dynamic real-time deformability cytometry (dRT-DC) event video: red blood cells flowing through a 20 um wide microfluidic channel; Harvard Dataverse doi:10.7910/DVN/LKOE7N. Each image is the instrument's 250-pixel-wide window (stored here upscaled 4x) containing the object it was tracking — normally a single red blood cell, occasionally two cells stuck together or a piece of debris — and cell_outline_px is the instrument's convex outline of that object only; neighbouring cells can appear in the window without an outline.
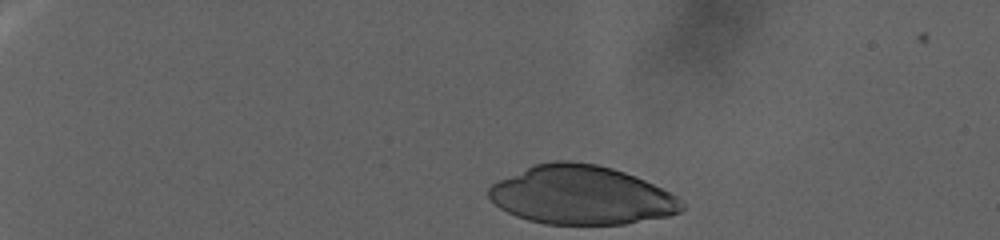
{"species": "human", "species_latin": "Homo sapiens", "temperature_condition": "warm", "stored_images_in_passage": 79, "camera_frame_rate_fps": 3000, "um_per_image_px": 0.085, "donor": {"sex": "female"}, "frame": {"image": 1, "passage_image": 1, "time_ms": 0.0, "image_size_px": [1000, 240], "cell_outline_px": [[684, 208], [680, 212], [668, 216], [624, 224], [544, 224], [528, 220], [516, 216], [500, 208], [488, 196], [488, 188], [492, 184], [532, 164], [552, 160], [568, 160], [596, 164], [612, 168], [624, 172], [644, 180], [676, 196], [684, 204]], "centroid_in_image_um": [49.39, 16.58], "position_along_channel_um": 35.6, "area_um2": 65.89}}